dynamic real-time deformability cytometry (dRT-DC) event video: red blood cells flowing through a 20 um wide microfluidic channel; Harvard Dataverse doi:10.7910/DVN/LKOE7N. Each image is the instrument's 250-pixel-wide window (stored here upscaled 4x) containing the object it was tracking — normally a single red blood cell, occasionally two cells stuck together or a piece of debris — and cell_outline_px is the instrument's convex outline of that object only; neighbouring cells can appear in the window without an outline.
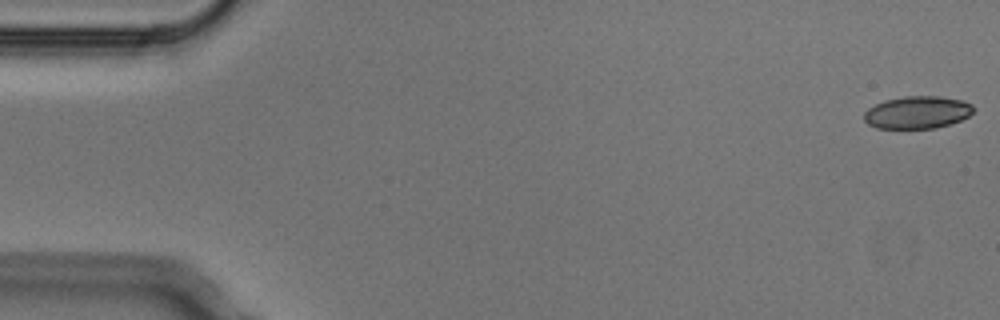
{"species": "Egyptian fruit bat (a non-hibernating species)", "species_latin": "Rousettus aegyptiacus", "temperature_condition": "cold", "stored_images_in_passage": 4, "camera_frame_rate_fps": 3000, "um_per_image_px": 0.085, "animal": {"sex": "male"}, "frame": {"image": 1, "passage_image": 1, "time_ms": 0.0, "image_size_px": [1000, 320], "cell_outline_px": [[976, 108], [968, 116], [952, 124], [936, 128], [876, 128], [868, 124], [864, 120], [864, 112], [868, 108], [884, 100], [904, 96], [940, 96], [964, 100], [972, 104]], "centroid_in_image_um": [78.0, 9.54], "position_along_channel_um": 7.0, "area_um2": 20.92}}
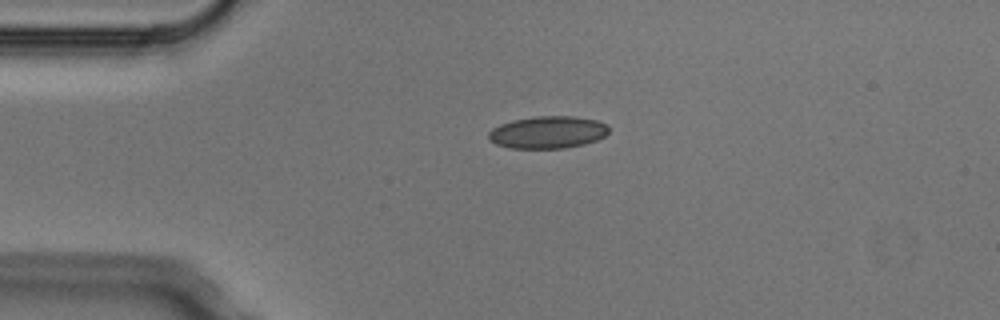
{"frame": {"image": 2, "passage_image": 3, "time_ms": 0.667, "image_size_px": [1000, 320], "cell_outline_px": [[608, 132], [604, 136], [596, 140], [584, 144], [564, 148], [512, 148], [496, 144], [488, 140], [488, 132], [492, 128], [500, 124], [512, 120], [536, 116], [576, 116], [596, 120], [608, 124]], "centroid_in_image_um": [46.55, 11.23], "position_along_channel_um": 38.5, "area_um2": 22.72}}